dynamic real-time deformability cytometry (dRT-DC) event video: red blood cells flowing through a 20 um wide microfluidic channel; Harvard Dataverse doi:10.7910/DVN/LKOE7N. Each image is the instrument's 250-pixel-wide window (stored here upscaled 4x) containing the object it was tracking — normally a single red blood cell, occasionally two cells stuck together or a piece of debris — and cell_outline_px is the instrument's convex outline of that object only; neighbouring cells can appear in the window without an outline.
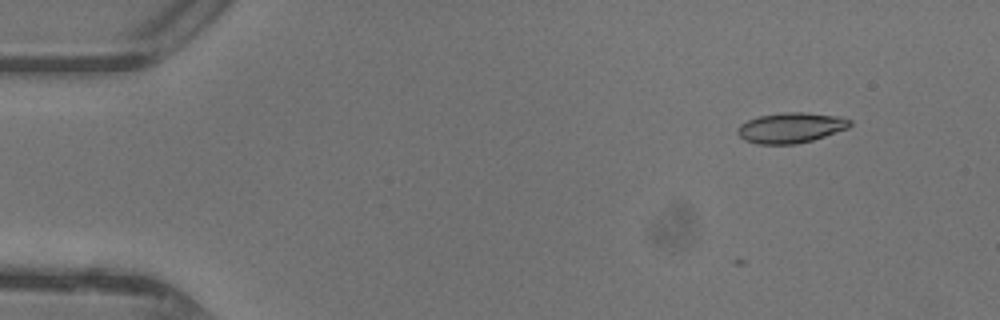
{"species": "common noctule bat (a hibernating species)", "species_latin": "Nyctalus noctula", "temperature_condition": "warm", "stored_images_in_passage": 3, "camera_frame_rate_fps": 3000, "um_per_image_px": 0.085, "animal": {"sex": "female"}, "frame": {"image": 1, "passage_image": 1, "time_ms": 0.0, "image_size_px": [1000, 320], "cell_outline_px": [[852, 124], [848, 128], [812, 140], [796, 144], [756, 144], [744, 140], [736, 132], [736, 128], [740, 124], [748, 120], [760, 116], [784, 112], [804, 112], [840, 116], [852, 120]], "centroid_in_image_um": [67.21, 10.85], "position_along_channel_um": 17.8, "area_um2": 19.94}}